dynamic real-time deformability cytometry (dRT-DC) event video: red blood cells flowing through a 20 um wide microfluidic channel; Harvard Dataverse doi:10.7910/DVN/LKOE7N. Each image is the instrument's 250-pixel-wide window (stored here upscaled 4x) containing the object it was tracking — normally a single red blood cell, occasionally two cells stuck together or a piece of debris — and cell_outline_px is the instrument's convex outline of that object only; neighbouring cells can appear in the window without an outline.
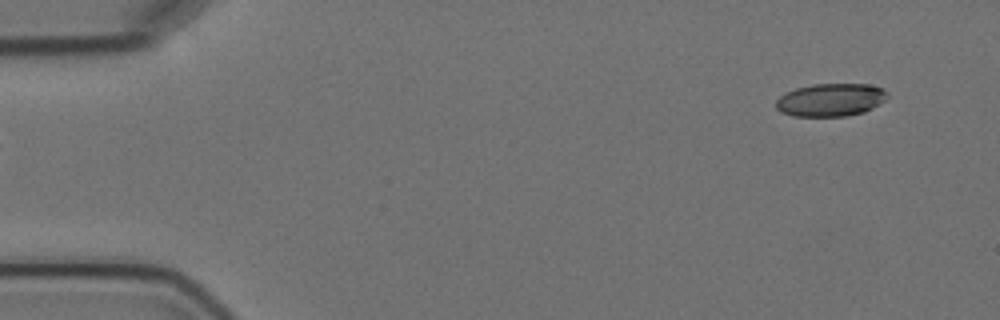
{"species": "Egyptian fruit bat (a non-hibernating species)", "species_latin": "Rousettus aegyptiacus", "temperature_condition": "cold", "stored_images_in_passage": 6, "segment_of_instrument_passage": [2, 2], "camera_frame_rate_fps": 3000, "um_per_image_px": 0.085, "animal": {"sex": "female"}, "frame": {"image": 1, "passage_image": 6, "time_ms": 6.333, "image_size_px": [1000, 320], "cell_outline_px": [[888, 96], [884, 100], [872, 108], [864, 112], [848, 116], [792, 116], [780, 112], [776, 108], [776, 100], [780, 96], [796, 88], [812, 84], [868, 84], [884, 88], [888, 92]], "centroid_in_image_um": [70.61, 8.49], "position_along_channel_um": 14.4, "area_um2": 21.44}}